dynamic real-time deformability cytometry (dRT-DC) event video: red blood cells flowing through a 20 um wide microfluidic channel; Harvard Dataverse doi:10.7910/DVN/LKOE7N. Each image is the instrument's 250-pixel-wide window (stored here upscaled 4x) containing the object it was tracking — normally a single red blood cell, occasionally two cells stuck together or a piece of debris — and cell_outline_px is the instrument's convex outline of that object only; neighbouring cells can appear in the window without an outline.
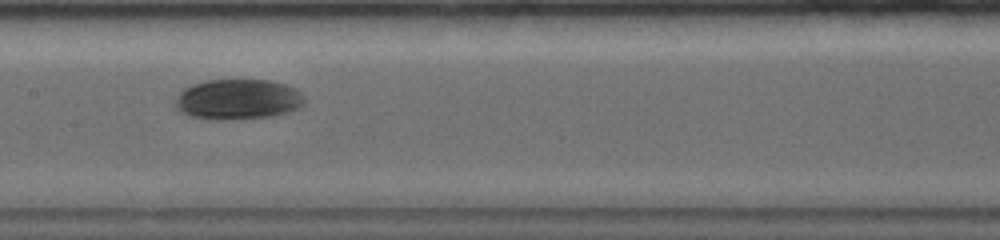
{"species": "common noctule bat (a hibernating species)", "species_latin": "Nyctalus noctula", "temperature_condition": "warm", "stored_images_in_passage": 18, "camera_frame_rate_fps": 5000, "um_per_image_px": 0.085, "animal": {"sex": "female", "body_mass_g": 19.0, "forearm_length_mm": 56.7}, "frame": {"image": 1, "passage_image": 11, "time_ms": 4.8, "image_size_px": [1000, 240], "cell_outline_px": [[304, 100], [296, 108], [288, 112], [272, 116], [212, 120], [192, 116], [180, 112], [176, 108], [176, 100], [180, 92], [184, 88], [192, 84], [208, 80], [268, 80], [284, 84], [296, 88], [304, 96]], "centroid_in_image_um": [20.2, 8.43], "position_along_channel_um": 187.2, "area_um2": 30.06}}